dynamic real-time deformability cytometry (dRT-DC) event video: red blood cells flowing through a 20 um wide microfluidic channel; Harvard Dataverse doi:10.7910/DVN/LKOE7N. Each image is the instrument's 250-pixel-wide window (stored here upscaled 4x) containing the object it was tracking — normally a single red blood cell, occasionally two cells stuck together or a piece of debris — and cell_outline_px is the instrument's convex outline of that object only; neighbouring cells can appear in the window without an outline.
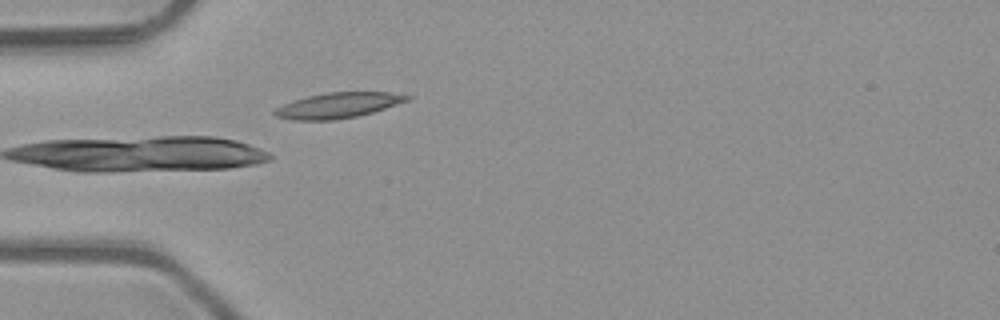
{"species": "common noctule bat (a hibernating species)", "species_latin": "Nyctalus noctula", "temperature_condition": "room temperature", "stored_images_in_passage": 4, "camera_frame_rate_fps": 3000, "um_per_image_px": 0.085, "animal": {"sex": "male", "body_mass_g": 23.1, "forearm_length_mm": 52.7}, "frame": {"image": 1, "passage_image": 4, "time_ms": 1.0, "image_size_px": [1000, 320], "cell_outline_px": [[412, 100], [372, 112], [356, 116], [332, 120], [292, 120], [276, 116], [272, 112], [276, 108], [292, 100], [324, 92], [388, 92], [412, 96]], "centroid_in_image_um": [28.75, 8.94], "position_along_channel_um": 56.2, "area_um2": 19.65}}